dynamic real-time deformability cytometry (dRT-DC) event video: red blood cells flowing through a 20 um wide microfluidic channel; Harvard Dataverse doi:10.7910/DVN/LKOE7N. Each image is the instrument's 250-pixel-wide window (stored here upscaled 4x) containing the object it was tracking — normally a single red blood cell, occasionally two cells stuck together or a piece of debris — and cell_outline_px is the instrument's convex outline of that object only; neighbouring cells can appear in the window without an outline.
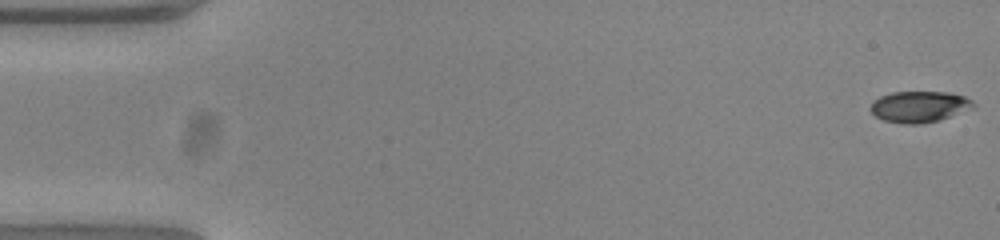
{"species": "common noctule bat (a hibernating species)", "species_latin": "Nyctalus noctula", "temperature_condition": "warm", "stored_images_in_passage": 11, "camera_frame_rate_fps": 3000, "um_per_image_px": 0.085, "animal": {"sex": "female", "body_mass_g": 23.0, "forearm_length_mm": 53.4}, "frame": {"image": 1, "passage_image": 1, "time_ms": 0.0, "image_size_px": [1000, 240], "cell_outline_px": [[976, 108], [940, 120], [920, 124], [904, 124], [884, 120], [876, 116], [868, 108], [880, 96], [892, 92], [948, 92], [964, 96], [972, 100], [976, 104]], "centroid_in_image_um": [78.2, 9.07], "position_along_channel_um": 6.8, "area_um2": 18.84}}